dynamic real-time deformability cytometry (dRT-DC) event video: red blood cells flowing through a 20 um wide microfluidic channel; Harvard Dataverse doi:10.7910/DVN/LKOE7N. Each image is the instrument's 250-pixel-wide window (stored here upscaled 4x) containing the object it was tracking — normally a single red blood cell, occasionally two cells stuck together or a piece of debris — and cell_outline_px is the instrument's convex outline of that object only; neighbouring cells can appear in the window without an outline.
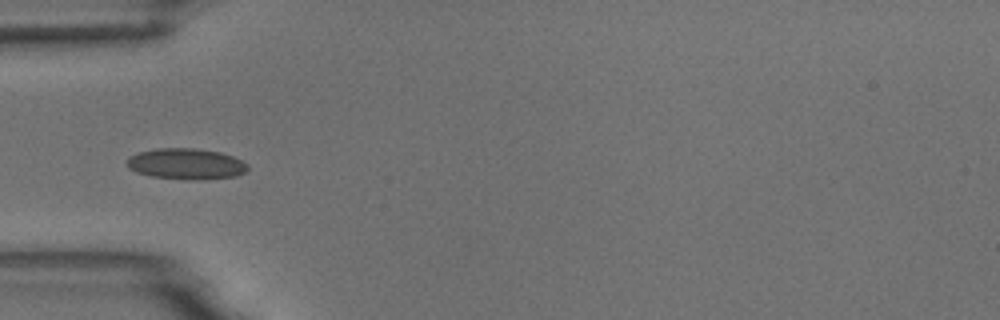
{"species": "common noctule bat (a hibernating species)", "species_latin": "Nyctalus noctula", "temperature_condition": "room temperature", "stored_images_in_passage": 3, "camera_frame_rate_fps": 3000, "um_per_image_px": 0.085, "animal": {"sex": "male", "body_mass_g": 18.8}, "frame": {"image": 1, "passage_image": 1, "time_ms": 0.0, "image_size_px": [1000, 320], "cell_outline_px": [[248, 168], [244, 172], [236, 176], [196, 180], [188, 180], [152, 176], [136, 172], [128, 168], [128, 156], [136, 152], [156, 148], [196, 148], [220, 152], [232, 156], [248, 164]], "centroid_in_image_um": [15.79, 13.92], "position_along_channel_um": 69.2, "area_um2": 21.85}}